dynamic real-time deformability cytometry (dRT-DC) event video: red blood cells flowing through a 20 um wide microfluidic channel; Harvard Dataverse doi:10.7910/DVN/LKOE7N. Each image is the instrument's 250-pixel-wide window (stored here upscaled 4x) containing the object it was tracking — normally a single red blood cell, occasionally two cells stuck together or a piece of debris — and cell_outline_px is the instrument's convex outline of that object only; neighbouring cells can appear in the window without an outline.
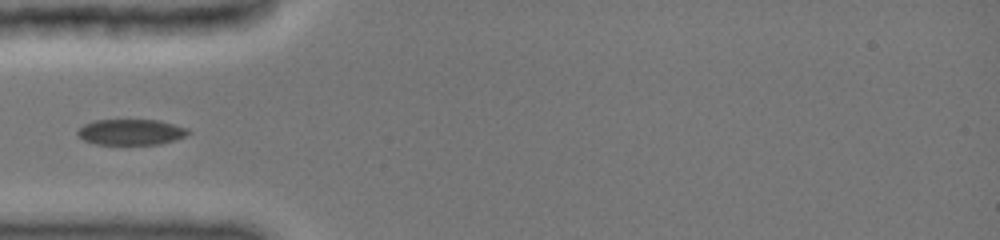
{"species": "common noctule bat (a hibernating species)", "species_latin": "Nyctalus noctula", "temperature_condition": "cold", "stored_images_in_passage": 16, "camera_frame_rate_fps": 3000, "um_per_image_px": 0.085, "animal": {"sex": "female", "body_mass_g": 19.0, "forearm_length_mm": 51.5}, "frame": {"image": 1, "passage_image": 1, "time_ms": 0.0, "image_size_px": [1000, 240], "cell_outline_px": [[192, 132], [176, 140], [160, 144], [96, 144], [84, 140], [76, 132], [84, 124], [96, 120], [156, 120], [172, 124], [184, 128]], "centroid_in_image_um": [11.12, 11.23], "position_along_channel_um": 73.9, "area_um2": 16.36}}
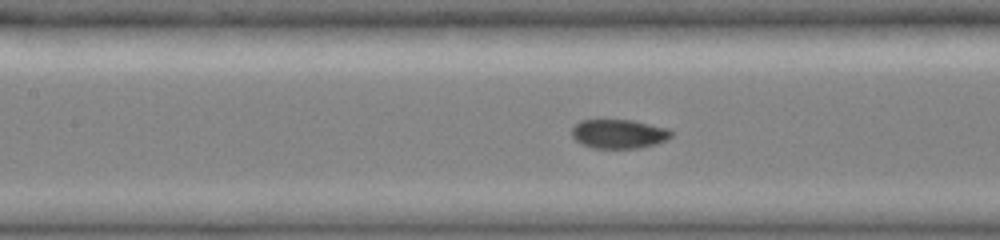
{"frame": {"image": 2, "passage_image": 10, "time_ms": 2.0, "image_size_px": [1000, 240], "cell_outline_px": [[672, 136], [656, 144], [640, 148], [592, 148], [576, 140], [572, 136], [572, 128], [580, 120], [632, 120], [668, 128], [672, 132]], "centroid_in_image_um": [52.6, 11.38], "position_along_channel_um": 154.8, "area_um2": 16.76}}
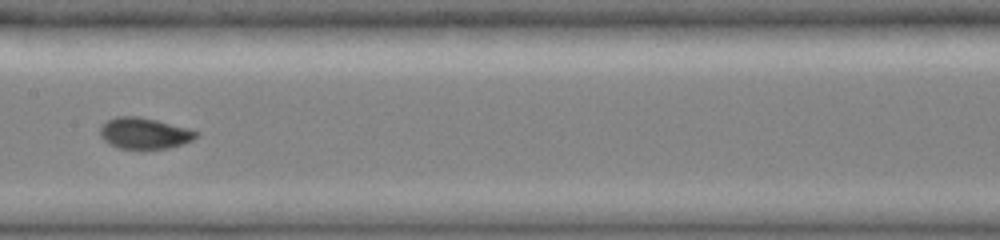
{"frame": {"image": 3, "passage_image": 15, "time_ms": 3.0, "image_size_px": [1000, 240], "cell_outline_px": [[200, 132], [192, 140], [168, 148], [120, 148], [104, 140], [100, 136], [100, 128], [108, 120], [116, 116], [136, 116], [156, 120]], "centroid_in_image_um": [12.25, 11.32], "position_along_channel_um": 195.2, "area_um2": 16.94}}